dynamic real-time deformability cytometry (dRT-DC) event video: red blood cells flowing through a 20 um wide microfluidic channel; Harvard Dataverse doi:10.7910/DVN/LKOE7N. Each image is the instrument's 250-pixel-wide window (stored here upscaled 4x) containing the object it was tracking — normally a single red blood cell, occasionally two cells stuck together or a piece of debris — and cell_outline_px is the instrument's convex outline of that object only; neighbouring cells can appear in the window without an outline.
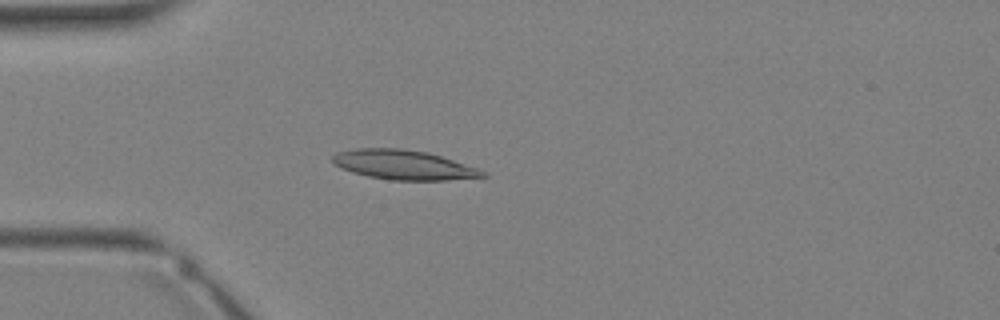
{"species": "Egyptian fruit bat (a non-hibernating species)", "species_latin": "Rousettus aegyptiacus", "temperature_condition": "warm", "stored_images_in_passage": 33, "camera_frame_rate_fps": 3000, "um_per_image_px": 0.085, "animal": {"sex": "female"}, "frame": {"image": 1, "passage_image": 9, "time_ms": 2.667, "image_size_px": [1000, 320], "cell_outline_px": [[488, 176], [444, 180], [388, 180], [368, 176], [352, 172], [340, 168], [332, 160], [332, 156], [336, 152], [356, 148], [400, 148], [428, 152], [476, 168], [484, 172]], "centroid_in_image_um": [34.24, 14.01], "position_along_channel_um": 50.8, "area_um2": 25.61}}
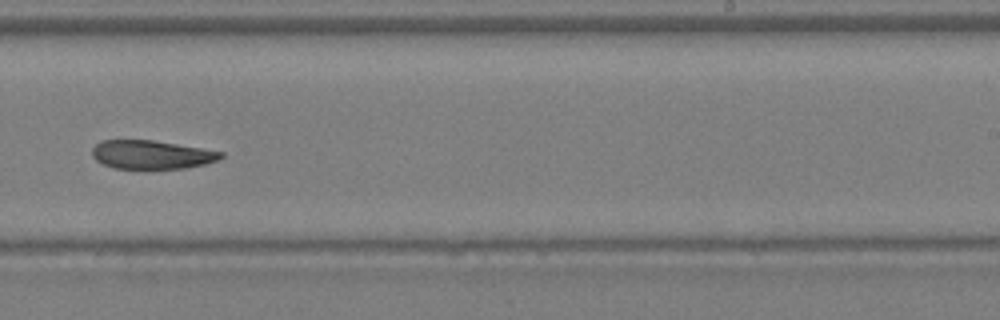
{"frame": {"image": 2, "passage_image": 21, "time_ms": 6.667, "image_size_px": [1000, 320], "cell_outline_px": [[224, 156], [216, 160], [204, 164], [184, 168], [116, 168], [104, 164], [96, 160], [92, 156], [92, 148], [100, 140], [152, 140], [224, 152]], "centroid_in_image_um": [12.85, 13.13], "position_along_channel_um": 276.1, "area_um2": 21.15}}
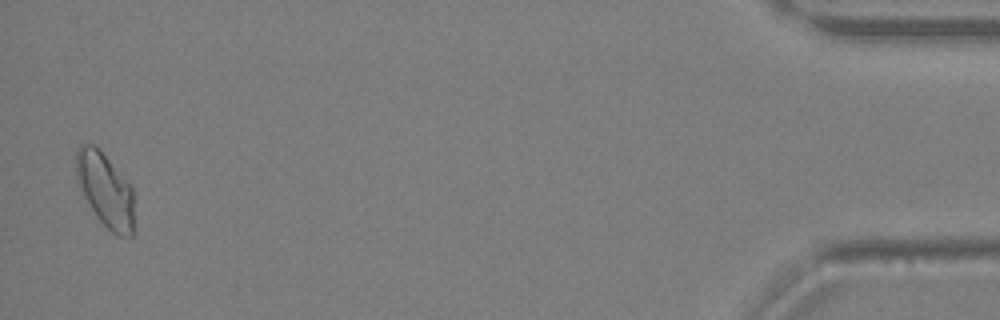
{"frame": {"image": 3, "passage_image": 33, "time_ms": 10.667, "image_size_px": [1000, 320], "cell_outline_px": [[136, 196], [132, 236], [116, 236], [100, 220], [76, 184], [76, 148], [80, 144], [92, 144], [108, 160], [132, 188]], "centroid_in_image_um": [8.96, 16.18], "position_along_channel_um": 426.2, "area_um2": 24.91}}